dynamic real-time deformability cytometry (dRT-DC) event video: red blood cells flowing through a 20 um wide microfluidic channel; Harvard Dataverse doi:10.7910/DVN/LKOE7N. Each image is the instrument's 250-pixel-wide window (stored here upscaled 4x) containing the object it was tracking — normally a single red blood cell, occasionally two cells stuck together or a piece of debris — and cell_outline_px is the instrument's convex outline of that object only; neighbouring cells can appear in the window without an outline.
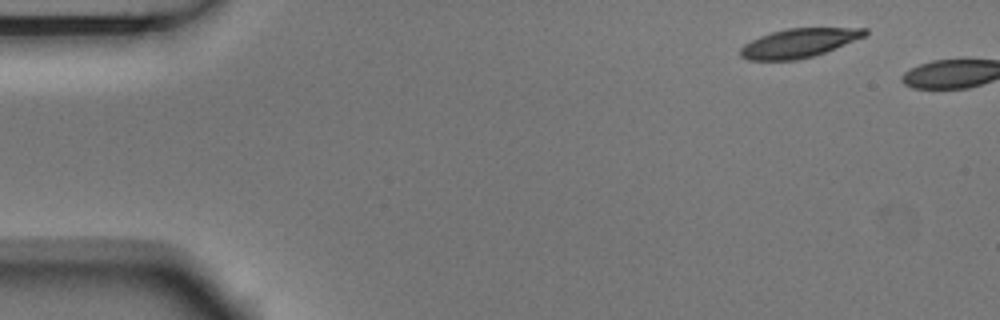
{"species": "Egyptian fruit bat (a non-hibernating species)", "species_latin": "Rousettus aegyptiacus", "temperature_condition": "room temperature", "stored_images_in_passage": 2, "camera_frame_rate_fps": 3000, "um_per_image_px": 0.085, "animal": {"sex": "male"}, "frame": {"image": 1, "passage_image": 1, "time_ms": 0.0, "image_size_px": [1000, 320], "cell_outline_px": [[868, 32], [864, 36], [824, 52], [812, 56], [796, 60], [748, 60], [740, 56], [740, 48], [744, 44], [760, 36], [772, 32], [788, 28], [868, 28]], "centroid_in_image_um": [67.86, 3.66], "position_along_channel_um": 17.1, "area_um2": 20.69}}